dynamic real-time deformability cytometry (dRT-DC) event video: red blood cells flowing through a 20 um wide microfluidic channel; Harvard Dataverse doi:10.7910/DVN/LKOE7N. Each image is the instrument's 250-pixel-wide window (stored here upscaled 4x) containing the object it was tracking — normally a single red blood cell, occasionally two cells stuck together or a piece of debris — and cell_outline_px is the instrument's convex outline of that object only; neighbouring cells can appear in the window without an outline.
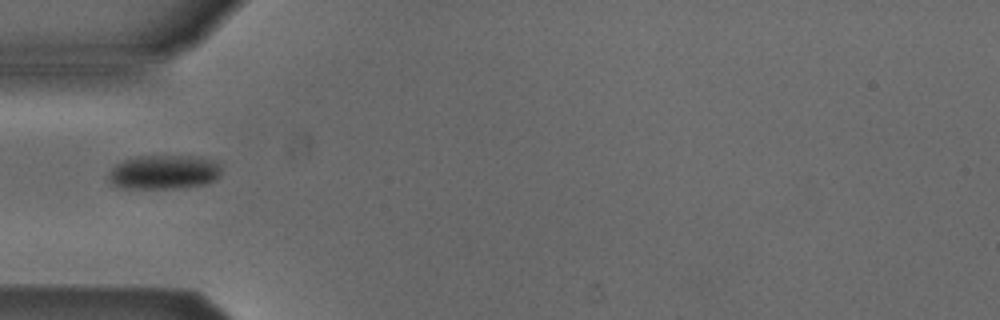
{"species": "Egyptian fruit bat (a non-hibernating species)", "species_latin": "Rousettus aegyptiacus", "temperature_condition": "cold", "stored_images_in_passage": 37, "camera_frame_rate_fps": 3000, "um_per_image_px": 0.085, "animal": {"sex": "male"}, "frame": {"image": 1, "passage_image": 1, "time_ms": 0.0, "image_size_px": [1000, 320], "cell_outline_px": [[220, 176], [216, 180], [204, 184], [184, 188], [124, 188], [112, 184], [108, 180], [108, 172], [116, 164], [124, 160], [136, 156], [192, 156], [208, 160], [216, 164], [220, 168]], "centroid_in_image_um": [13.88, 14.64], "position_along_channel_um": 71.1, "area_um2": 22.37}}
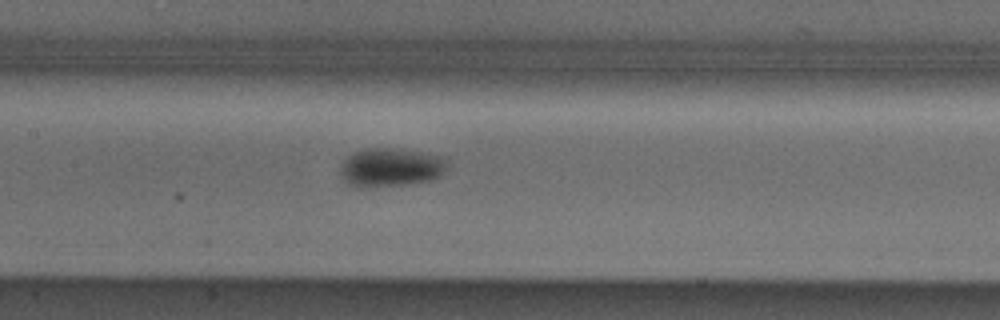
{"frame": {"image": 2, "passage_image": 9, "time_ms": 2.667, "image_size_px": [1000, 320], "cell_outline_px": [[448, 168], [440, 176], [432, 180], [404, 184], [368, 188], [356, 188], [348, 184], [340, 176], [340, 168], [344, 160], [352, 152], [368, 148], [396, 148], [448, 156]], "centroid_in_image_um": [33.24, 14.22], "position_along_channel_um": 174.2, "area_um2": 24.74}}
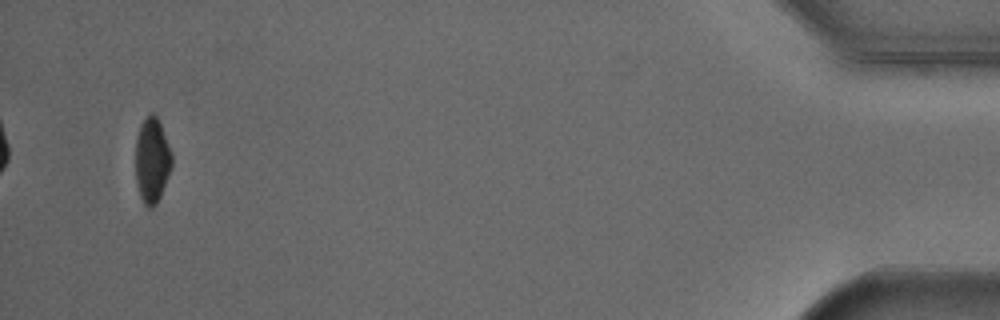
{"frame": {"image": 3, "passage_image": 35, "time_ms": 11.333, "image_size_px": [1000, 320], "cell_outline_px": [[172, 164], [168, 176], [160, 196], [156, 204], [152, 208], [148, 208], [144, 204], [140, 196], [136, 180], [136, 140], [140, 124], [152, 112], [156, 116], [160, 124], [172, 156]], "centroid_in_image_um": [12.91, 13.65], "position_along_channel_um": 422.3, "area_um2": 17.63}}